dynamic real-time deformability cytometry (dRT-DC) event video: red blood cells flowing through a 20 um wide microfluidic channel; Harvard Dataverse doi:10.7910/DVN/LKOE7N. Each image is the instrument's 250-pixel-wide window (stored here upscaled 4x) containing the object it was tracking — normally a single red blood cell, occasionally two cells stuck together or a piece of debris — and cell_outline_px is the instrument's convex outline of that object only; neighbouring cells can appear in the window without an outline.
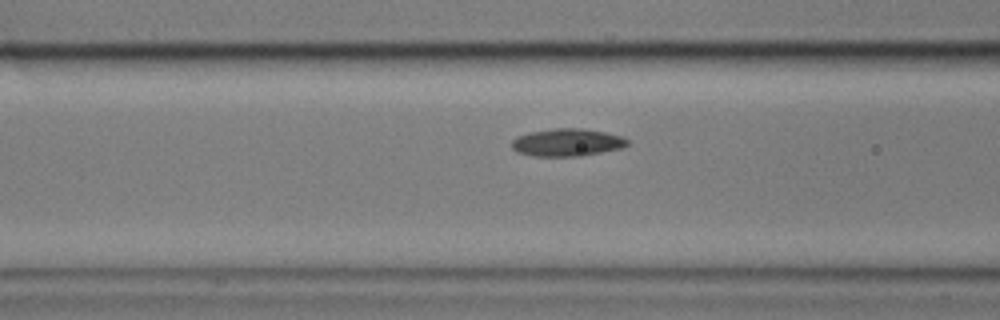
{"species": "common noctule bat (a hibernating species)", "species_latin": "Nyctalus noctula", "temperature_condition": "cold", "stored_images_in_passage": 24, "camera_frame_rate_fps": 3000, "um_per_image_px": 0.085, "animal": {"sex": "male", "body_mass_g": 17.9}, "frame": {"image": 1, "passage_image": 14, "time_ms": 4.333, "image_size_px": [1000, 320], "cell_outline_px": [[628, 144], [620, 148], [580, 156], [532, 156], [516, 152], [512, 148], [512, 140], [516, 136], [528, 132], [552, 128], [580, 128], [604, 132], [624, 136], [628, 140]], "centroid_in_image_um": [48.16, 12.1], "position_along_channel_um": 118.4, "area_um2": 18.67}}